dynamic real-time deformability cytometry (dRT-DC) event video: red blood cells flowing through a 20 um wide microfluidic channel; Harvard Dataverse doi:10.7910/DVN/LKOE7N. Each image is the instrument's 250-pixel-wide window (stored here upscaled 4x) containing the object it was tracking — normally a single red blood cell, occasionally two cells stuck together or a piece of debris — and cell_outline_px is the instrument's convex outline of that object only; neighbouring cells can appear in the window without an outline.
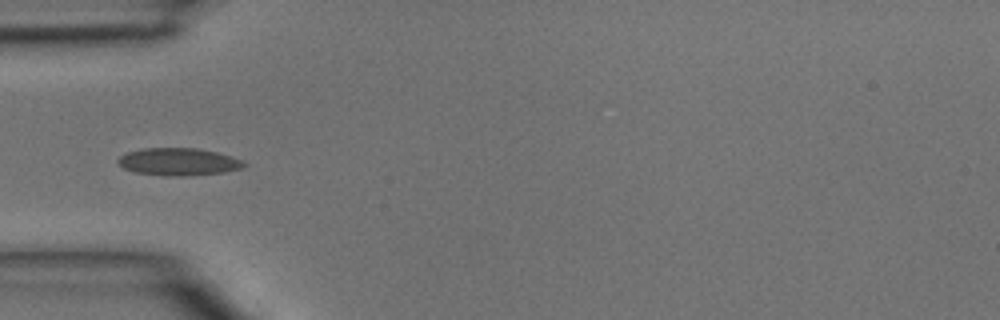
{"species": "common noctule bat (a hibernating species)", "species_latin": "Nyctalus noctula", "temperature_condition": "room temperature", "stored_images_in_passage": 5, "camera_frame_rate_fps": 3000, "um_per_image_px": 0.085, "animal": {"sex": "male", "body_mass_g": 15.6}, "frame": {"image": 1, "passage_image": 4, "time_ms": 1.0, "image_size_px": [1000, 320], "cell_outline_px": [[248, 164], [244, 168], [224, 172], [188, 176], [168, 176], [132, 172], [124, 168], [116, 160], [120, 156], [128, 152], [144, 148], [196, 148], [216, 152], [244, 160]], "centroid_in_image_um": [15.2, 13.76], "position_along_channel_um": 69.8, "area_um2": 20.29}}